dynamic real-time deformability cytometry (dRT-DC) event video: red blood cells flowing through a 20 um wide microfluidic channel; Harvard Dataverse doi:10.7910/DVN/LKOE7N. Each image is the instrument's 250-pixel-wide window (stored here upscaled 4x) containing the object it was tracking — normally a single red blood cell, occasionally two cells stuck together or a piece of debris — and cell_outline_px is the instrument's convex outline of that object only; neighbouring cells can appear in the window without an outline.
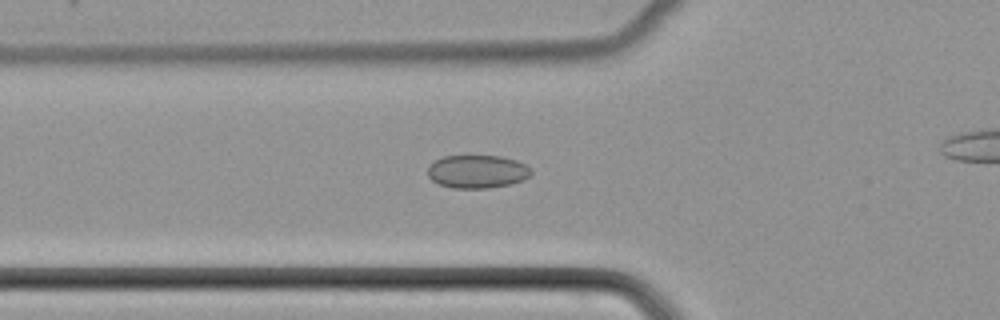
{"species": "common noctule bat (a hibernating species)", "species_latin": "Nyctalus noctula", "temperature_condition": "cold", "stored_images_in_passage": 43, "camera_frame_rate_fps": 3000, "um_per_image_px": 0.085, "animal": {"sex": "female", "body_mass_g": 22.7, "forearm_length_mm": 54.2}, "frame": {"image": 1, "passage_image": 19, "time_ms": 6.0, "image_size_px": [1000, 320], "cell_outline_px": [[532, 172], [524, 180], [508, 184], [488, 188], [452, 188], [440, 184], [432, 180], [428, 176], [428, 168], [436, 160], [444, 156], [500, 156], [516, 160], [524, 164]], "centroid_in_image_um": [40.56, 14.58], "position_along_channel_um": 85.2, "area_um2": 19.71}}
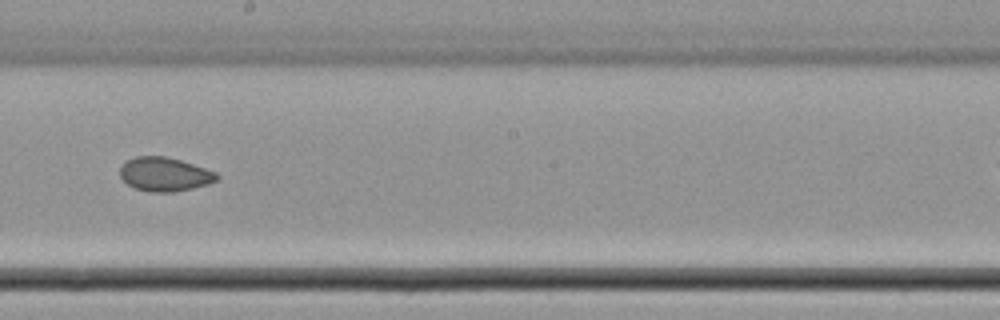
{"frame": {"image": 2, "passage_image": 30, "time_ms": 9.667, "image_size_px": [1000, 320], "cell_outline_px": [[220, 176], [216, 180], [208, 184], [192, 188], [172, 192], [152, 192], [136, 188], [128, 184], [120, 176], [120, 168], [128, 160], [136, 156], [164, 156], [180, 160], [216, 172]], "centroid_in_image_um": [14.0, 14.81], "position_along_channel_um": 234.2, "area_um2": 18.84}}
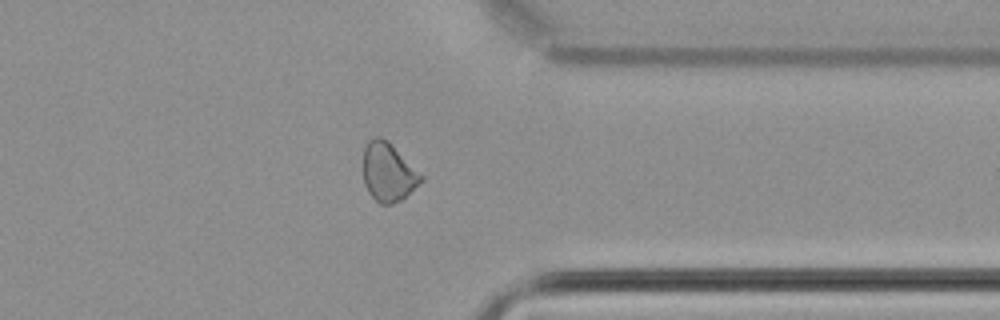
{"frame": {"image": 3, "passage_image": 41, "time_ms": 13.333, "image_size_px": [1000, 320], "cell_outline_px": [[424, 180], [400, 200], [392, 204], [380, 204], [368, 192], [364, 184], [364, 148], [368, 140], [372, 136], [380, 136], [388, 140], [424, 176]], "centroid_in_image_um": [33.0, 14.6], "position_along_channel_um": 378.4, "area_um2": 19.83}}